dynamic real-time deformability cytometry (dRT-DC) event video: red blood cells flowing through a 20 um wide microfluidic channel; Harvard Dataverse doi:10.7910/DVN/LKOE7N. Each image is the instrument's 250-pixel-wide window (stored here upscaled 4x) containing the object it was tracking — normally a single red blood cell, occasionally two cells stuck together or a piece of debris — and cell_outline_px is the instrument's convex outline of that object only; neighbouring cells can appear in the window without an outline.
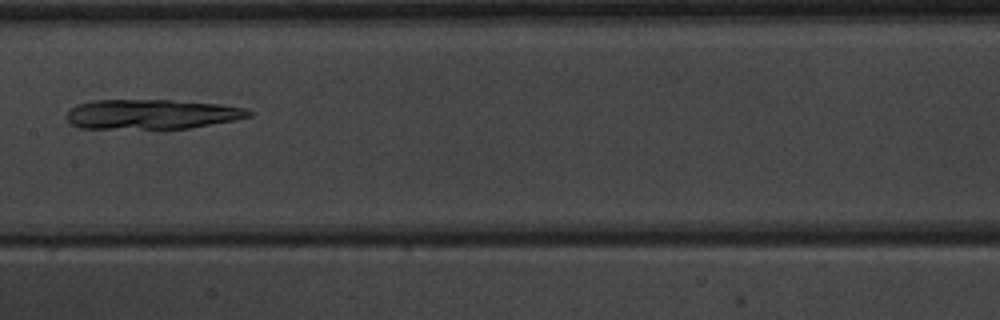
{"species": "common noctule bat (a hibernating species)", "species_latin": "Nyctalus noctula", "temperature_condition": "warm", "stored_images_in_passage": 7, "camera_frame_rate_fps": 3000, "um_per_image_px": 0.085, "animal": {"sex": "male", "body_mass_g": 20.1, "forearm_length_mm": 53.5}, "frame": {"image": 1, "passage_image": 7, "time_ms": 6.667, "image_size_px": [1000, 320], "cell_outline_px": [[252, 116], [236, 120], [188, 128], [80, 128], [72, 124], [68, 120], [68, 112], [76, 104], [92, 100], [172, 100], [220, 104], [248, 108], [252, 112]], "centroid_in_image_um": [12.94, 9.7], "position_along_channel_um": 194.5, "area_um2": 31.5}}